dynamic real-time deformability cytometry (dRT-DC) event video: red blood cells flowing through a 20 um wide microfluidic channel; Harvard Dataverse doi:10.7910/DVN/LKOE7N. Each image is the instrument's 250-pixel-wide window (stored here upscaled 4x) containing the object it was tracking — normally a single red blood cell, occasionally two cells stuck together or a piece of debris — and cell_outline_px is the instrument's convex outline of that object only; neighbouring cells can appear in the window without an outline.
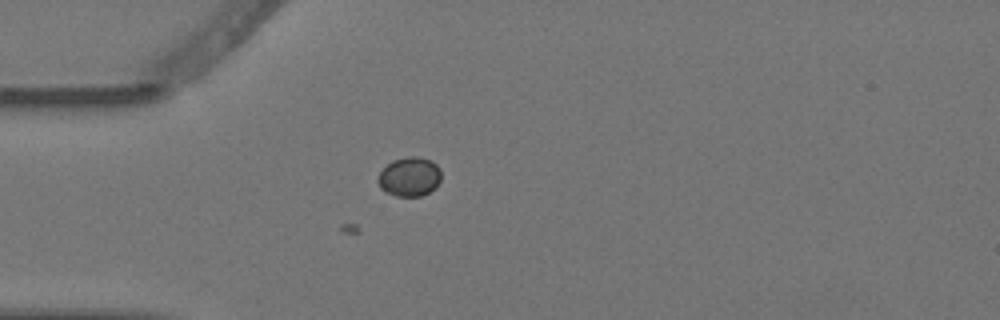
{"species": "Egyptian fruit bat (a non-hibernating species)", "species_latin": "Rousettus aegyptiacus", "temperature_condition": "warm", "stored_images_in_passage": 4, "camera_frame_rate_fps": 3000, "um_per_image_px": 0.085, "animal": {"sex": "female"}, "frame": {"image": 1, "passage_image": 4, "time_ms": 1.0, "image_size_px": [1000, 320], "cell_outline_px": [[440, 180], [436, 188], [420, 196], [396, 196], [384, 192], [380, 188], [376, 180], [380, 172], [392, 160], [408, 156], [416, 156], [432, 160], [440, 168]], "centroid_in_image_um": [34.8, 15.02], "position_along_channel_um": 50.2, "area_um2": 14.62}}